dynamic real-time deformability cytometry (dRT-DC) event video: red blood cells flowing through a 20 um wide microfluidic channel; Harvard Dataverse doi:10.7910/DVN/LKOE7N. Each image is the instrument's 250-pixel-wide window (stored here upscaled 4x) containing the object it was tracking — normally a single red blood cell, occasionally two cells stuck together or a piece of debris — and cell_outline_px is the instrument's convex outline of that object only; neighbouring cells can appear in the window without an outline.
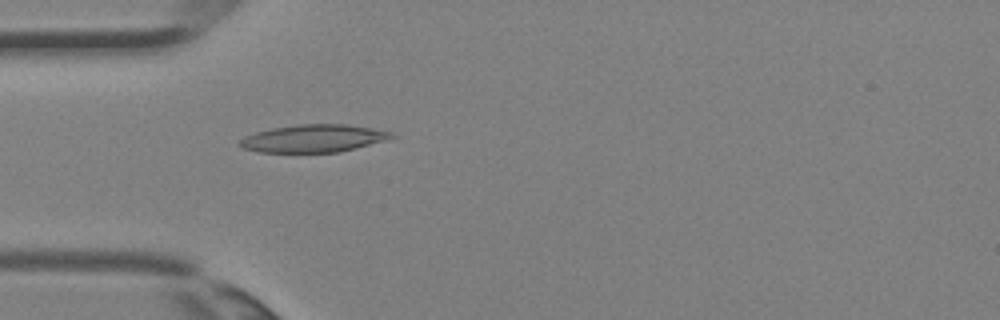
{"species": "Egyptian fruit bat (a non-hibernating species)", "species_latin": "Rousettus aegyptiacus", "temperature_condition": "room temperature", "stored_images_in_passage": 26, "camera_frame_rate_fps": 3000, "um_per_image_px": 0.085, "animal": {"sex": "female"}, "frame": {"image": 1, "passage_image": 1, "time_ms": 0.0, "image_size_px": [1000, 320], "cell_outline_px": [[400, 136], [388, 140], [340, 152], [260, 152], [240, 148], [236, 144], [244, 136], [256, 132], [272, 128], [296, 124], [344, 124], [392, 132]], "centroid_in_image_um": [26.64, 11.77], "position_along_channel_um": 58.4, "area_um2": 24.62}}
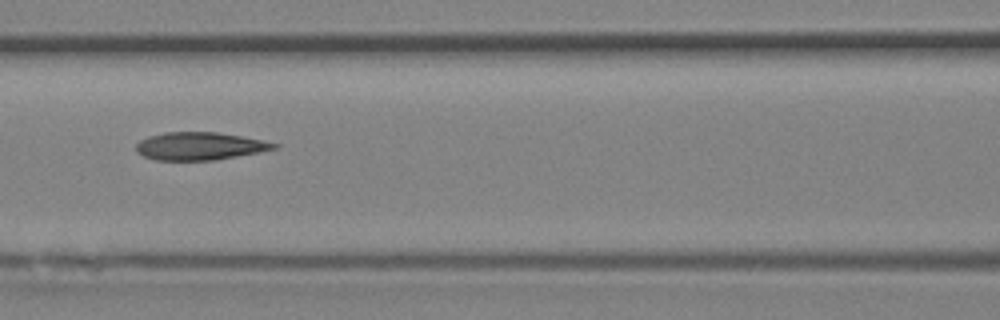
{"frame": {"image": 2, "passage_image": 6, "time_ms": 1.667, "image_size_px": [1000, 320], "cell_outline_px": [[280, 148], [216, 160], [156, 160], [144, 156], [136, 152], [136, 144], [140, 140], [148, 136], [164, 132], [216, 132], [240, 136], [280, 144]], "centroid_in_image_um": [16.97, 12.42], "position_along_channel_um": 149.6, "area_um2": 22.31}}
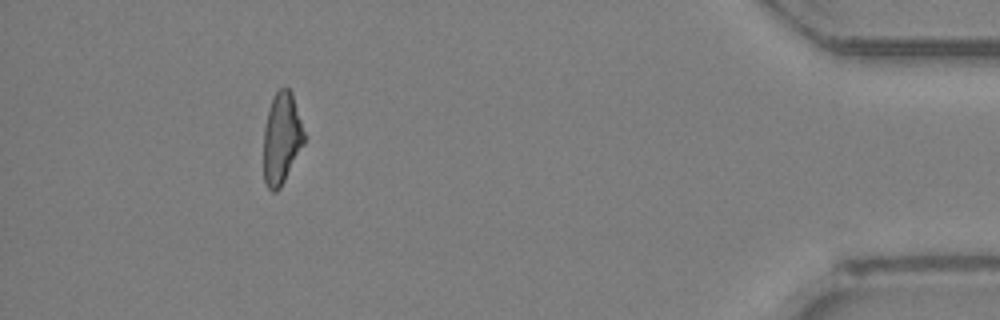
{"frame": {"image": 3, "passage_image": 23, "time_ms": 7.333, "image_size_px": [1000, 320], "cell_outline_px": [[304, 144], [280, 188], [276, 192], [272, 192], [268, 188], [264, 180], [264, 128], [268, 108], [276, 92], [284, 84], [292, 92], [304, 132]], "centroid_in_image_um": [23.93, 11.75], "position_along_channel_um": 411.3, "area_um2": 21.56}}